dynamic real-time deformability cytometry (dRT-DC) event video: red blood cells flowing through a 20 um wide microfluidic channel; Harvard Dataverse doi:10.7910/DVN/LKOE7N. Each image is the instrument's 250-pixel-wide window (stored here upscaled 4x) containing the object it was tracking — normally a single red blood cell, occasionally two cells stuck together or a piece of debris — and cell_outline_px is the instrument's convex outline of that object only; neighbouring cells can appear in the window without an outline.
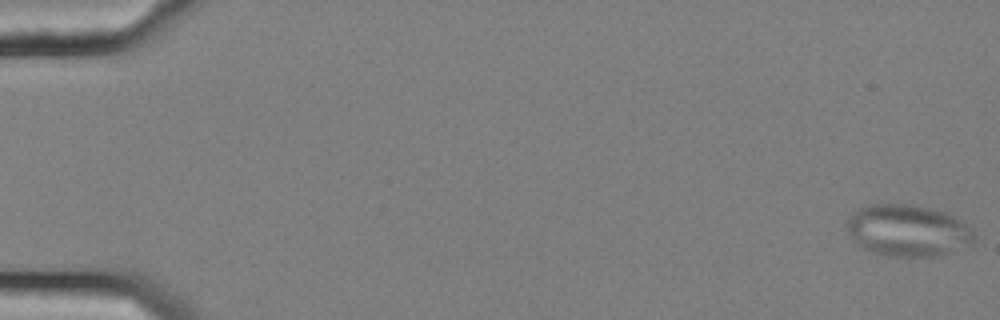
{"species": "common noctule bat (a hibernating species)", "species_latin": "Nyctalus noctula", "temperature_condition": "cold", "stored_images_in_passage": 56, "camera_frame_rate_fps": 3000, "um_per_image_px": 0.085, "animal": {"sex": "female", "body_mass_g": 25.1}, "frame": {"image": 1, "passage_image": 1, "time_ms": 0.0, "image_size_px": [1000, 320], "cell_outline_px": [[976, 236], [972, 240], [940, 256], [892, 256], [860, 248], [848, 232], [848, 216], [852, 212], [860, 208], [872, 204], [912, 204], [932, 208], [944, 212], [952, 216], [972, 228]], "centroid_in_image_um": [77.12, 19.57], "position_along_channel_um": 7.9, "area_um2": 37.8}}